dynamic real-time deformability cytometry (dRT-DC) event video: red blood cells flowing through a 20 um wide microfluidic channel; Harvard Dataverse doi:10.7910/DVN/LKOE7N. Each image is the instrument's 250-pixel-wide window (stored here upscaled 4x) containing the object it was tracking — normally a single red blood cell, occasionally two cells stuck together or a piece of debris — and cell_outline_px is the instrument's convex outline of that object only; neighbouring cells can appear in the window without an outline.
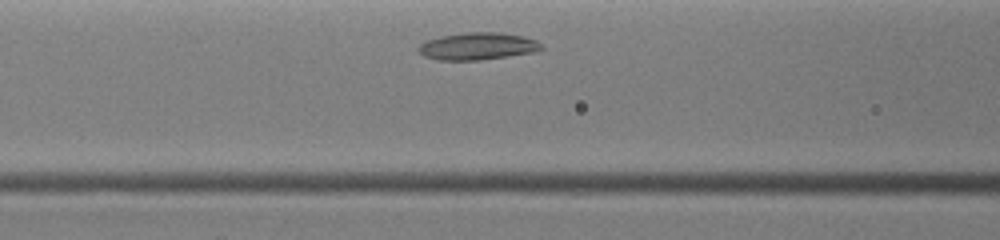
{"species": "common noctule bat (a hibernating species)", "species_latin": "Nyctalus noctula", "temperature_condition": "warm", "stored_images_in_passage": 18, "camera_frame_rate_fps": 3000, "um_per_image_px": 0.085, "animal": {"sex": "female", "body_mass_g": 19.0, "forearm_length_mm": 51.5}, "frame": {"image": 1, "passage_image": 5, "time_ms": 1.333, "image_size_px": [1000, 240], "cell_outline_px": [[544, 48], [536, 52], [480, 60], [436, 60], [424, 56], [416, 48], [424, 40], [440, 36], [468, 32], [500, 32], [524, 36], [536, 40]], "centroid_in_image_um": [40.58, 3.92], "position_along_channel_um": 126.0, "area_um2": 19.71}}
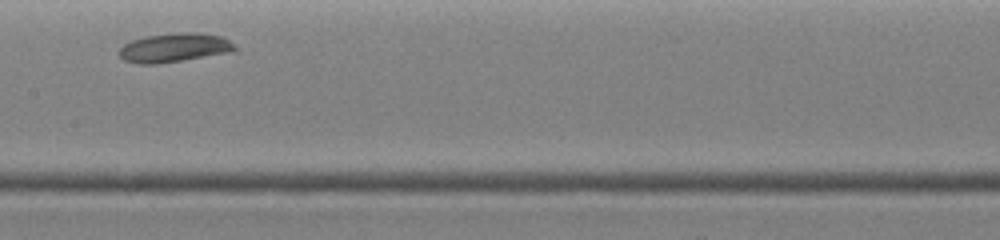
{"frame": {"image": 2, "passage_image": 8, "time_ms": 2.667, "image_size_px": [1000, 240], "cell_outline_px": [[236, 48], [232, 52], [156, 64], [136, 64], [124, 60], [116, 52], [124, 44], [132, 40], [144, 36], [176, 32], [196, 32], [224, 36], [236, 44]], "centroid_in_image_um": [14.81, 4.04], "position_along_channel_um": 192.6, "area_um2": 19.83}}
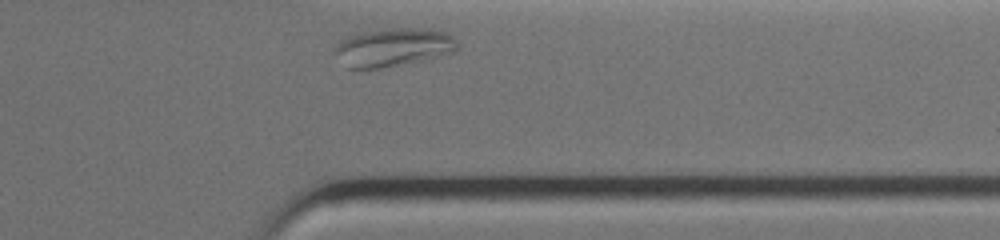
{"frame": {"image": 3, "passage_image": 18, "time_ms": 6.333, "image_size_px": [1000, 240], "cell_outline_px": [[460, 44], [452, 52], [440, 56], [420, 60], [376, 68], [348, 68], [336, 52], [336, 44], [340, 40], [364, 32], [400, 28], [420, 28], [444, 32], [452, 36]], "centroid_in_image_um": [33.47, 4.01], "position_along_channel_um": 377.9, "area_um2": 26.36}}